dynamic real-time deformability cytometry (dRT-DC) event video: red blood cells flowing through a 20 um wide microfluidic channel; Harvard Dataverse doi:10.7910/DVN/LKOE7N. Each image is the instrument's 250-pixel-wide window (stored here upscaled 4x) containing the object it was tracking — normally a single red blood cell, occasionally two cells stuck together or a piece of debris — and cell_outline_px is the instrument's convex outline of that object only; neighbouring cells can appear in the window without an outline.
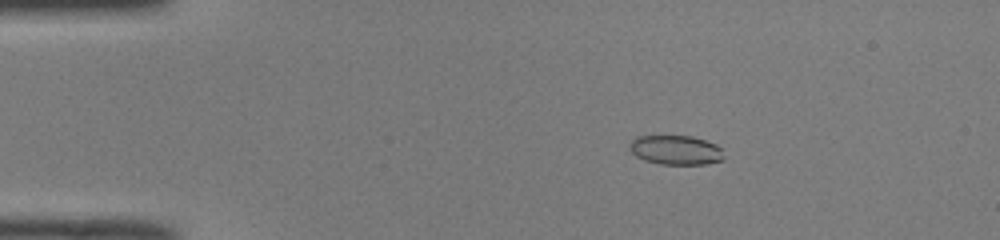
{"species": "common noctule bat (a hibernating species)", "species_latin": "Nyctalus noctula", "temperature_condition": "room temperature", "stored_images_in_passage": 44, "camera_frame_rate_fps": 3000, "um_per_image_px": 0.085, "animal": {"sex": "male", "body_mass_g": 19.0, "forearm_length_mm": 50.8}, "frame": {"image": 1, "passage_image": 3, "time_ms": 0.667, "image_size_px": [1000, 240], "cell_outline_px": [[724, 160], [708, 164], [660, 164], [644, 160], [636, 156], [628, 148], [628, 144], [636, 136], [692, 136], [716, 144], [720, 148], [724, 156]], "centroid_in_image_um": [57.43, 12.75], "position_along_channel_um": 27.6, "area_um2": 16.24}}
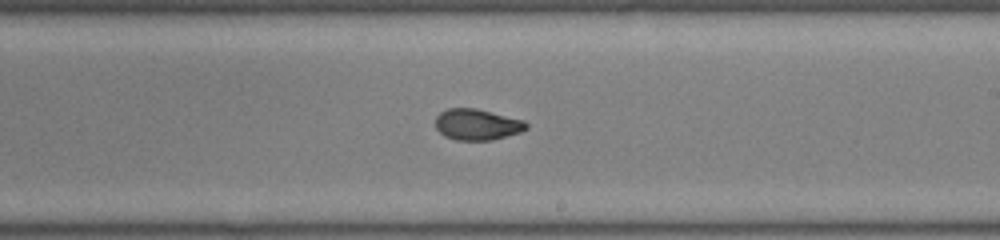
{"frame": {"image": 2, "passage_image": 24, "time_ms": 7.667, "image_size_px": [1000, 240], "cell_outline_px": [[528, 128], [520, 132], [492, 140], [456, 140], [444, 136], [436, 128], [436, 116], [440, 112], [448, 108], [476, 108], [524, 120], [528, 124]], "centroid_in_image_um": [40.55, 10.58], "position_along_channel_um": 248.5, "area_um2": 16.47}}
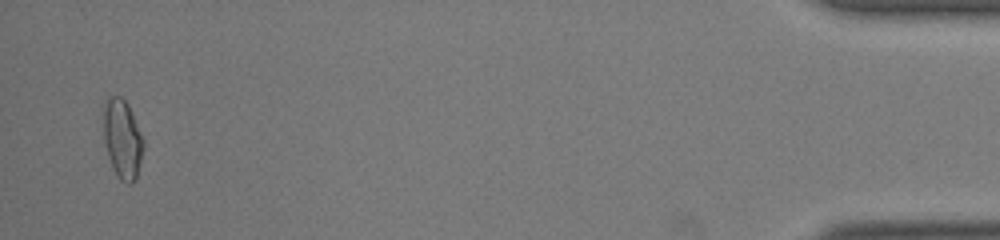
{"frame": {"image": 3, "passage_image": 43, "time_ms": 14.0, "image_size_px": [1000, 240], "cell_outline_px": [[144, 148], [136, 176], [132, 184], [128, 184], [120, 180], [108, 156], [104, 140], [104, 100], [108, 96], [120, 96], [128, 104], [144, 140]], "centroid_in_image_um": [10.41, 11.78], "position_along_channel_um": 424.8, "area_um2": 18.21}, "authors_computed_cell_mechanics": {"area_um2": 16.8776, "velocity_mm_per_s": 4.0949, "shape_relaxation_time_tau1_ms": 10.6079, "shape_relaxation_time_tau2_ms": 1.293, "deformation_change_tau1": 0.2266, "deformation_change_tau2": 0.0516}}